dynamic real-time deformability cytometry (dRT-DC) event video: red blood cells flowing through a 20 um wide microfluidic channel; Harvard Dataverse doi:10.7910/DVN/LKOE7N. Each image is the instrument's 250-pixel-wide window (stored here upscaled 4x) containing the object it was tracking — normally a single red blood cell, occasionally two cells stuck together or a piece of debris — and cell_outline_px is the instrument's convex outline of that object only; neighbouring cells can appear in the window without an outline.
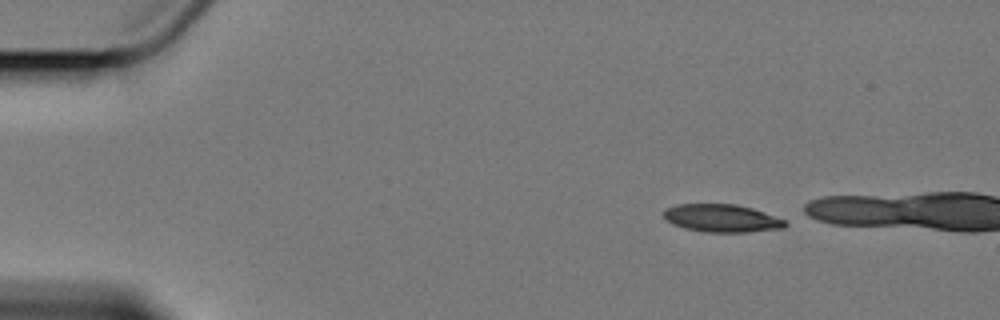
{"species": "Egyptian fruit bat (a non-hibernating species)", "species_latin": "Rousettus aegyptiacus", "temperature_condition": "cold", "stored_images_in_passage": 4, "camera_frame_rate_fps": 3000, "um_per_image_px": 0.085, "animal": {"sex": "female"}, "frame": {"image": 1, "passage_image": 1, "time_ms": 0.0, "image_size_px": [1000, 320], "cell_outline_px": [[788, 224], [784, 228], [748, 232], [704, 232], [684, 228], [672, 224], [664, 220], [664, 208], [676, 204], [736, 204], [752, 208], [784, 220]], "centroid_in_image_um": [61.3, 18.55], "position_along_channel_um": 23.7, "area_um2": 19.77}}